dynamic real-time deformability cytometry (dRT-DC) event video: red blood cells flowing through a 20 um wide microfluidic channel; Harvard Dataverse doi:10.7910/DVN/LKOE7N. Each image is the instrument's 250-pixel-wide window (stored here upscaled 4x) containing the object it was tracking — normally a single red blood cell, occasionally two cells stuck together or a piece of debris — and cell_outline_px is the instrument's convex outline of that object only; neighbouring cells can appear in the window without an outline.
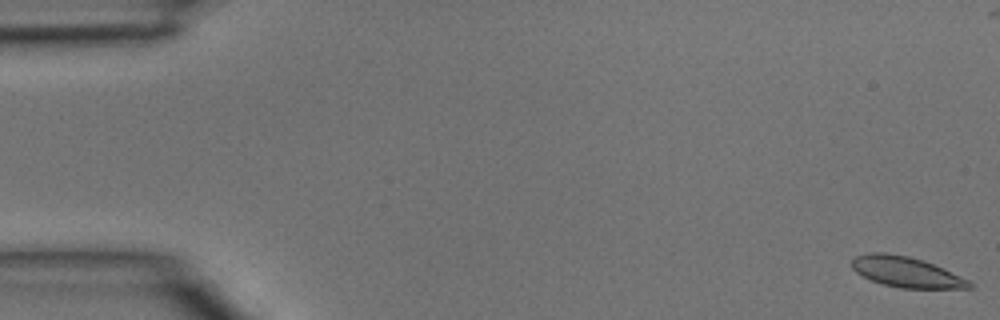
{"species": "common noctule bat (a hibernating species)", "species_latin": "Nyctalus noctula", "temperature_condition": "room temperature", "stored_images_in_passage": 3, "camera_frame_rate_fps": 3000, "um_per_image_px": 0.085, "animal": {"sex": "male", "body_mass_g": 15.6}, "frame": {"image": 1, "passage_image": 1, "time_ms": 0.0, "image_size_px": [1000, 320], "cell_outline_px": [[972, 288], [900, 288], [884, 284], [872, 280], [856, 272], [852, 268], [852, 260], [856, 256], [868, 252], [884, 252], [908, 256], [944, 268], [968, 280], [972, 284]], "centroid_in_image_um": [77.01, 23.11], "position_along_channel_um": 8.0, "area_um2": 20.58}}